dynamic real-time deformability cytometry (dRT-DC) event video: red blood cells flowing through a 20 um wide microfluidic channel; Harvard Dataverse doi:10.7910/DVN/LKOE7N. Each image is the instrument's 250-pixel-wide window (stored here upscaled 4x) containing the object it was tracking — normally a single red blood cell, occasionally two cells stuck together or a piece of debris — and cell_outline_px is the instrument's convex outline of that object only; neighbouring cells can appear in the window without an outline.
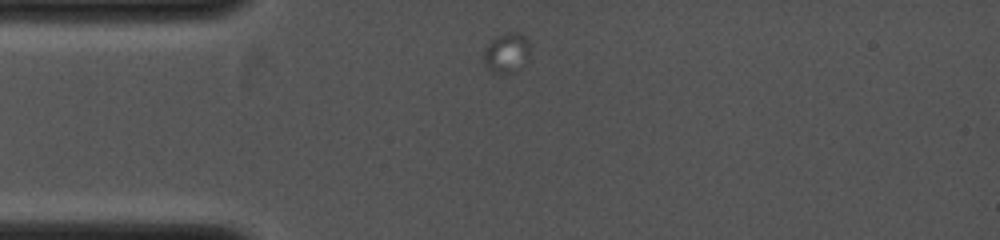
{"species": "common noctule bat (a hibernating species)", "species_latin": "Nyctalus noctula", "temperature_condition": "cold", "stored_images_in_passage": 18, "camera_frame_rate_fps": 4000, "um_per_image_px": 0.085, "animal": {"sex": "female", "body_mass_g": 19.0, "forearm_length_mm": 53.3}, "frame": {"image": 1, "passage_image": 1, "time_ms": 0.0, "image_size_px": [1000, 240], "cell_outline_px": [[528, 52], [512, 72], [500, 76], [492, 72], [484, 64], [484, 48], [496, 36], [508, 32], [520, 32], [528, 40]], "centroid_in_image_um": [42.97, 4.47], "position_along_channel_um": 42.0, "area_um2": 10.35}}